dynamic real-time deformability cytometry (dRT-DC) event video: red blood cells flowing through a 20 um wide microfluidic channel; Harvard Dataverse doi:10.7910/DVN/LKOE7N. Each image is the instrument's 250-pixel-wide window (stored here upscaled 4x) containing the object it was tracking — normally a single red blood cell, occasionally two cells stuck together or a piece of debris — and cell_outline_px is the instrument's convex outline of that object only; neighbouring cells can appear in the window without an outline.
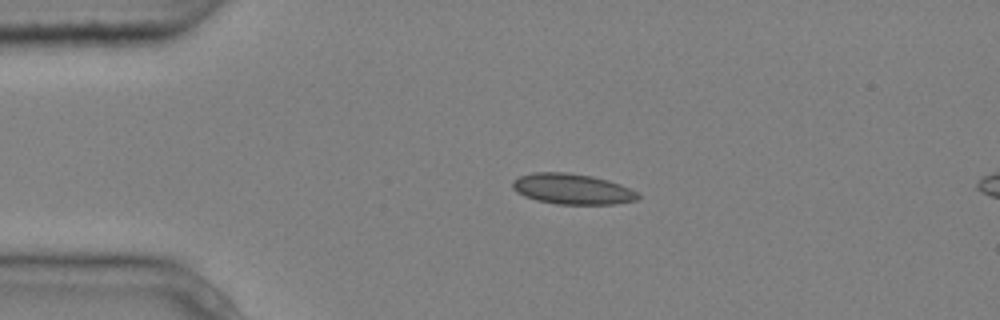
{"species": "common noctule bat (a hibernating species)", "species_latin": "Nyctalus noctula", "temperature_condition": "cold", "stored_images_in_passage": 3, "segment_of_instrument_passage": [1, 2], "camera_frame_rate_fps": 3000, "um_per_image_px": 0.085, "animal": {"sex": "male", "body_mass_g": 20.4}, "frame": {"image": 1, "passage_image": 1, "time_ms": 0.0, "image_size_px": [1000, 320], "cell_outline_px": [[640, 196], [636, 200], [616, 204], [556, 204], [536, 200], [524, 196], [516, 192], [512, 188], [512, 180], [520, 176], [532, 172], [568, 172], [592, 176], [608, 180], [620, 184], [636, 192]], "centroid_in_image_um": [48.6, 16.06], "position_along_channel_um": 36.4, "area_um2": 22.43}}